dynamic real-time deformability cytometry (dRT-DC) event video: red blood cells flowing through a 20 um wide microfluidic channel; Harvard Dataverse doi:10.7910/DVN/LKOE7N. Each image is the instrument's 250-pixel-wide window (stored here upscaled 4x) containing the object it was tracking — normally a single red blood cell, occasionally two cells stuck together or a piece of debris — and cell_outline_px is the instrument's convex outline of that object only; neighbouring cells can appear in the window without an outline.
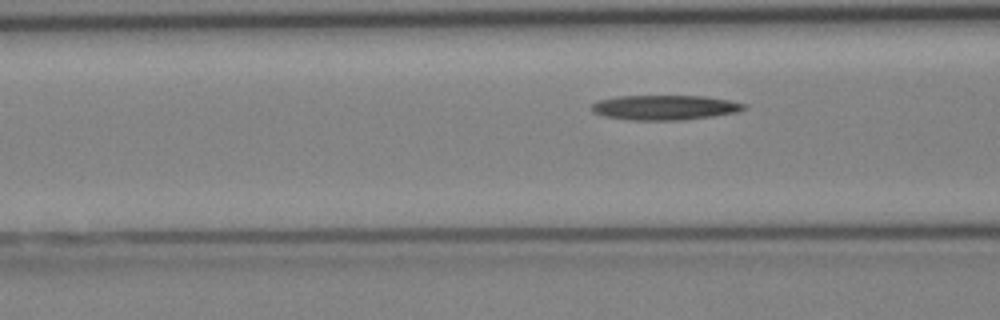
{"species": "Egyptian fruit bat (a non-hibernating species)", "species_latin": "Rousettus aegyptiacus", "temperature_condition": "cold", "stored_images_in_passage": 4, "camera_frame_rate_fps": 3000, "um_per_image_px": 0.085, "animal": {"sex": "female"}, "frame": {"image": 1, "passage_image": 4, "time_ms": 3.667, "image_size_px": [1000, 320], "cell_outline_px": [[748, 108], [736, 112], [712, 116], [680, 120], [632, 120], [604, 116], [596, 112], [592, 108], [592, 104], [600, 100], [616, 96], [704, 96], [728, 100], [748, 104]], "centroid_in_image_um": [56.55, 9.13], "position_along_channel_um": 110.0, "area_um2": 21.85}}